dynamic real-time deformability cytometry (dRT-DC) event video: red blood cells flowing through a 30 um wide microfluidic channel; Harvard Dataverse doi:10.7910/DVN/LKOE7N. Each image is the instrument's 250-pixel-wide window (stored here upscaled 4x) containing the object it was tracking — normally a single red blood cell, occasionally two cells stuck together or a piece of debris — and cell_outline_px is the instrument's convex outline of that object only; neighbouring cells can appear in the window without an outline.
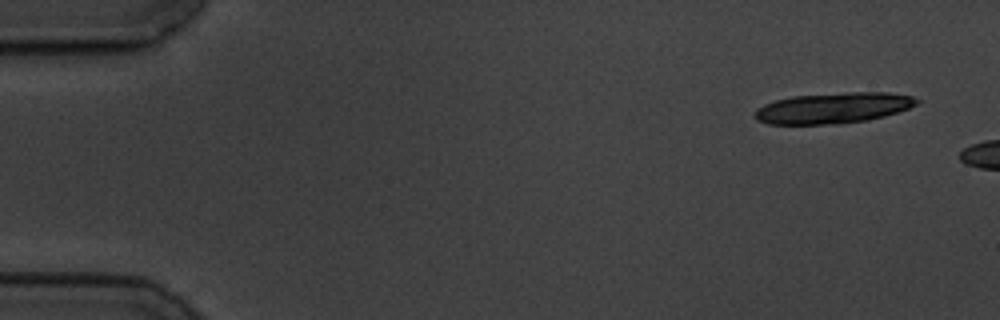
{"species": "common noctule bat (a hibernating species)", "species_latin": "Nyctalus noctula", "temperature_condition": "cold", "stored_images_in_passage": 5, "camera_frame_rate_fps": 3000, "um_per_image_px": 0.085, "animal": {"sex": "male", "body_mass_g": 19.5, "forearm_length_mm": 54.6}, "frame": {"image": 1, "passage_image": 1, "time_ms": 0.0, "image_size_px": [1000, 320], "cell_outline_px": [[920, 100], [916, 104], [908, 108], [884, 116], [868, 120], [840, 124], [768, 124], [756, 120], [756, 108], [764, 104], [776, 100], [792, 96], [848, 92], [888, 92], [912, 96]], "centroid_in_image_um": [70.82, 9.18], "position_along_channel_um": 14.2, "area_um2": 29.02}}